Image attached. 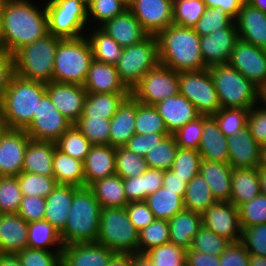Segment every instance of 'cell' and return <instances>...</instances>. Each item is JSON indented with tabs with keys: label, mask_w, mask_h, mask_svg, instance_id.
<instances>
[{
	"label": "cell",
	"mask_w": 266,
	"mask_h": 266,
	"mask_svg": "<svg viewBox=\"0 0 266 266\" xmlns=\"http://www.w3.org/2000/svg\"><path fill=\"white\" fill-rule=\"evenodd\" d=\"M221 108L251 109L260 102V90L229 64L208 68Z\"/></svg>",
	"instance_id": "6"
},
{
	"label": "cell",
	"mask_w": 266,
	"mask_h": 266,
	"mask_svg": "<svg viewBox=\"0 0 266 266\" xmlns=\"http://www.w3.org/2000/svg\"><path fill=\"white\" fill-rule=\"evenodd\" d=\"M229 161L232 168H259L261 146L245 127L237 134L227 137Z\"/></svg>",
	"instance_id": "22"
},
{
	"label": "cell",
	"mask_w": 266,
	"mask_h": 266,
	"mask_svg": "<svg viewBox=\"0 0 266 266\" xmlns=\"http://www.w3.org/2000/svg\"><path fill=\"white\" fill-rule=\"evenodd\" d=\"M92 60L91 46L85 35L61 39L55 54L53 82L83 85Z\"/></svg>",
	"instance_id": "7"
},
{
	"label": "cell",
	"mask_w": 266,
	"mask_h": 266,
	"mask_svg": "<svg viewBox=\"0 0 266 266\" xmlns=\"http://www.w3.org/2000/svg\"><path fill=\"white\" fill-rule=\"evenodd\" d=\"M116 147L111 145H93L87 154L83 166L85 186L89 187L97 180L116 174Z\"/></svg>",
	"instance_id": "25"
},
{
	"label": "cell",
	"mask_w": 266,
	"mask_h": 266,
	"mask_svg": "<svg viewBox=\"0 0 266 266\" xmlns=\"http://www.w3.org/2000/svg\"><path fill=\"white\" fill-rule=\"evenodd\" d=\"M60 40L48 33L17 50L13 54L14 74L44 84L52 82L55 54Z\"/></svg>",
	"instance_id": "5"
},
{
	"label": "cell",
	"mask_w": 266,
	"mask_h": 266,
	"mask_svg": "<svg viewBox=\"0 0 266 266\" xmlns=\"http://www.w3.org/2000/svg\"><path fill=\"white\" fill-rule=\"evenodd\" d=\"M2 34V0H0V38Z\"/></svg>",
	"instance_id": "80"
},
{
	"label": "cell",
	"mask_w": 266,
	"mask_h": 266,
	"mask_svg": "<svg viewBox=\"0 0 266 266\" xmlns=\"http://www.w3.org/2000/svg\"><path fill=\"white\" fill-rule=\"evenodd\" d=\"M232 169L229 163L201 160L199 174L208 183L217 201L230 202Z\"/></svg>",
	"instance_id": "31"
},
{
	"label": "cell",
	"mask_w": 266,
	"mask_h": 266,
	"mask_svg": "<svg viewBox=\"0 0 266 266\" xmlns=\"http://www.w3.org/2000/svg\"><path fill=\"white\" fill-rule=\"evenodd\" d=\"M201 160V155L198 150L179 148L171 170L189 183L199 174Z\"/></svg>",
	"instance_id": "53"
},
{
	"label": "cell",
	"mask_w": 266,
	"mask_h": 266,
	"mask_svg": "<svg viewBox=\"0 0 266 266\" xmlns=\"http://www.w3.org/2000/svg\"><path fill=\"white\" fill-rule=\"evenodd\" d=\"M233 22L234 19L219 8H206L205 13L193 28L200 37H203L227 28Z\"/></svg>",
	"instance_id": "56"
},
{
	"label": "cell",
	"mask_w": 266,
	"mask_h": 266,
	"mask_svg": "<svg viewBox=\"0 0 266 266\" xmlns=\"http://www.w3.org/2000/svg\"><path fill=\"white\" fill-rule=\"evenodd\" d=\"M55 144L58 150L82 162L93 146L74 124L63 133Z\"/></svg>",
	"instance_id": "43"
},
{
	"label": "cell",
	"mask_w": 266,
	"mask_h": 266,
	"mask_svg": "<svg viewBox=\"0 0 266 266\" xmlns=\"http://www.w3.org/2000/svg\"><path fill=\"white\" fill-rule=\"evenodd\" d=\"M252 7L258 8L262 12L266 13V0H245Z\"/></svg>",
	"instance_id": "77"
},
{
	"label": "cell",
	"mask_w": 266,
	"mask_h": 266,
	"mask_svg": "<svg viewBox=\"0 0 266 266\" xmlns=\"http://www.w3.org/2000/svg\"><path fill=\"white\" fill-rule=\"evenodd\" d=\"M116 174L121 178H130L142 175L148 165L145 157L129 151L125 147L116 148Z\"/></svg>",
	"instance_id": "51"
},
{
	"label": "cell",
	"mask_w": 266,
	"mask_h": 266,
	"mask_svg": "<svg viewBox=\"0 0 266 266\" xmlns=\"http://www.w3.org/2000/svg\"><path fill=\"white\" fill-rule=\"evenodd\" d=\"M73 124L52 104L45 93L25 132L31 140L56 142Z\"/></svg>",
	"instance_id": "13"
},
{
	"label": "cell",
	"mask_w": 266,
	"mask_h": 266,
	"mask_svg": "<svg viewBox=\"0 0 266 266\" xmlns=\"http://www.w3.org/2000/svg\"><path fill=\"white\" fill-rule=\"evenodd\" d=\"M217 200L212 195L208 183L201 176L196 175L188 184L183 197L184 208L195 213L203 214Z\"/></svg>",
	"instance_id": "40"
},
{
	"label": "cell",
	"mask_w": 266,
	"mask_h": 266,
	"mask_svg": "<svg viewBox=\"0 0 266 266\" xmlns=\"http://www.w3.org/2000/svg\"><path fill=\"white\" fill-rule=\"evenodd\" d=\"M126 9L128 5L122 0H91L87 7L88 26L90 28L92 25V27H100L106 21L122 14Z\"/></svg>",
	"instance_id": "42"
},
{
	"label": "cell",
	"mask_w": 266,
	"mask_h": 266,
	"mask_svg": "<svg viewBox=\"0 0 266 266\" xmlns=\"http://www.w3.org/2000/svg\"><path fill=\"white\" fill-rule=\"evenodd\" d=\"M240 242L249 254L266 257V224H258L242 229Z\"/></svg>",
	"instance_id": "60"
},
{
	"label": "cell",
	"mask_w": 266,
	"mask_h": 266,
	"mask_svg": "<svg viewBox=\"0 0 266 266\" xmlns=\"http://www.w3.org/2000/svg\"><path fill=\"white\" fill-rule=\"evenodd\" d=\"M187 182L177 176L171 169L164 171L163 187L171 191H179V195L183 198L187 187Z\"/></svg>",
	"instance_id": "71"
},
{
	"label": "cell",
	"mask_w": 266,
	"mask_h": 266,
	"mask_svg": "<svg viewBox=\"0 0 266 266\" xmlns=\"http://www.w3.org/2000/svg\"><path fill=\"white\" fill-rule=\"evenodd\" d=\"M145 202L155 218L161 220L169 221L185 209L183 198L179 195V191H171L163 186L155 193L148 195Z\"/></svg>",
	"instance_id": "38"
},
{
	"label": "cell",
	"mask_w": 266,
	"mask_h": 266,
	"mask_svg": "<svg viewBox=\"0 0 266 266\" xmlns=\"http://www.w3.org/2000/svg\"><path fill=\"white\" fill-rule=\"evenodd\" d=\"M107 266H132V254H115Z\"/></svg>",
	"instance_id": "72"
},
{
	"label": "cell",
	"mask_w": 266,
	"mask_h": 266,
	"mask_svg": "<svg viewBox=\"0 0 266 266\" xmlns=\"http://www.w3.org/2000/svg\"><path fill=\"white\" fill-rule=\"evenodd\" d=\"M54 142L30 140L26 147L22 171L53 176Z\"/></svg>",
	"instance_id": "33"
},
{
	"label": "cell",
	"mask_w": 266,
	"mask_h": 266,
	"mask_svg": "<svg viewBox=\"0 0 266 266\" xmlns=\"http://www.w3.org/2000/svg\"><path fill=\"white\" fill-rule=\"evenodd\" d=\"M231 181L230 202L237 208L261 193L256 168H233Z\"/></svg>",
	"instance_id": "34"
},
{
	"label": "cell",
	"mask_w": 266,
	"mask_h": 266,
	"mask_svg": "<svg viewBox=\"0 0 266 266\" xmlns=\"http://www.w3.org/2000/svg\"><path fill=\"white\" fill-rule=\"evenodd\" d=\"M230 244L231 242L226 238L202 226L199 232L194 236L190 249L205 254L220 256Z\"/></svg>",
	"instance_id": "55"
},
{
	"label": "cell",
	"mask_w": 266,
	"mask_h": 266,
	"mask_svg": "<svg viewBox=\"0 0 266 266\" xmlns=\"http://www.w3.org/2000/svg\"><path fill=\"white\" fill-rule=\"evenodd\" d=\"M23 196H39L46 198L57 186L54 176H44L36 173L21 172L17 175Z\"/></svg>",
	"instance_id": "48"
},
{
	"label": "cell",
	"mask_w": 266,
	"mask_h": 266,
	"mask_svg": "<svg viewBox=\"0 0 266 266\" xmlns=\"http://www.w3.org/2000/svg\"><path fill=\"white\" fill-rule=\"evenodd\" d=\"M156 37L162 65L178 73L207 68L202 58L200 36L194 28L172 24Z\"/></svg>",
	"instance_id": "2"
},
{
	"label": "cell",
	"mask_w": 266,
	"mask_h": 266,
	"mask_svg": "<svg viewBox=\"0 0 266 266\" xmlns=\"http://www.w3.org/2000/svg\"><path fill=\"white\" fill-rule=\"evenodd\" d=\"M239 40L235 21L227 28L200 37V48L206 67L228 64L233 48Z\"/></svg>",
	"instance_id": "18"
},
{
	"label": "cell",
	"mask_w": 266,
	"mask_h": 266,
	"mask_svg": "<svg viewBox=\"0 0 266 266\" xmlns=\"http://www.w3.org/2000/svg\"><path fill=\"white\" fill-rule=\"evenodd\" d=\"M228 64L251 81L260 91L266 87V50L239 40Z\"/></svg>",
	"instance_id": "14"
},
{
	"label": "cell",
	"mask_w": 266,
	"mask_h": 266,
	"mask_svg": "<svg viewBox=\"0 0 266 266\" xmlns=\"http://www.w3.org/2000/svg\"><path fill=\"white\" fill-rule=\"evenodd\" d=\"M259 169L266 171V145L261 146Z\"/></svg>",
	"instance_id": "78"
},
{
	"label": "cell",
	"mask_w": 266,
	"mask_h": 266,
	"mask_svg": "<svg viewBox=\"0 0 266 266\" xmlns=\"http://www.w3.org/2000/svg\"><path fill=\"white\" fill-rule=\"evenodd\" d=\"M35 3L31 0H2L1 50L13 55L48 34L45 4Z\"/></svg>",
	"instance_id": "1"
},
{
	"label": "cell",
	"mask_w": 266,
	"mask_h": 266,
	"mask_svg": "<svg viewBox=\"0 0 266 266\" xmlns=\"http://www.w3.org/2000/svg\"><path fill=\"white\" fill-rule=\"evenodd\" d=\"M53 176L58 184L85 186L83 162L57 148H55L53 155Z\"/></svg>",
	"instance_id": "35"
},
{
	"label": "cell",
	"mask_w": 266,
	"mask_h": 266,
	"mask_svg": "<svg viewBox=\"0 0 266 266\" xmlns=\"http://www.w3.org/2000/svg\"><path fill=\"white\" fill-rule=\"evenodd\" d=\"M171 133H152L147 135L134 134L124 146L131 152L145 157L147 152L157 146L166 136Z\"/></svg>",
	"instance_id": "63"
},
{
	"label": "cell",
	"mask_w": 266,
	"mask_h": 266,
	"mask_svg": "<svg viewBox=\"0 0 266 266\" xmlns=\"http://www.w3.org/2000/svg\"><path fill=\"white\" fill-rule=\"evenodd\" d=\"M154 266H186V250L169 242L144 253Z\"/></svg>",
	"instance_id": "52"
},
{
	"label": "cell",
	"mask_w": 266,
	"mask_h": 266,
	"mask_svg": "<svg viewBox=\"0 0 266 266\" xmlns=\"http://www.w3.org/2000/svg\"><path fill=\"white\" fill-rule=\"evenodd\" d=\"M111 118L80 117L74 125L92 145H108Z\"/></svg>",
	"instance_id": "47"
},
{
	"label": "cell",
	"mask_w": 266,
	"mask_h": 266,
	"mask_svg": "<svg viewBox=\"0 0 266 266\" xmlns=\"http://www.w3.org/2000/svg\"><path fill=\"white\" fill-rule=\"evenodd\" d=\"M88 30H90V33H88ZM88 30L85 36L90 43L93 59L115 65L119 61L124 48L99 27H91Z\"/></svg>",
	"instance_id": "39"
},
{
	"label": "cell",
	"mask_w": 266,
	"mask_h": 266,
	"mask_svg": "<svg viewBox=\"0 0 266 266\" xmlns=\"http://www.w3.org/2000/svg\"><path fill=\"white\" fill-rule=\"evenodd\" d=\"M186 266H220V256L203 252L186 251Z\"/></svg>",
	"instance_id": "69"
},
{
	"label": "cell",
	"mask_w": 266,
	"mask_h": 266,
	"mask_svg": "<svg viewBox=\"0 0 266 266\" xmlns=\"http://www.w3.org/2000/svg\"><path fill=\"white\" fill-rule=\"evenodd\" d=\"M170 242V228L167 220L155 219L138 233V253H145L154 247Z\"/></svg>",
	"instance_id": "45"
},
{
	"label": "cell",
	"mask_w": 266,
	"mask_h": 266,
	"mask_svg": "<svg viewBox=\"0 0 266 266\" xmlns=\"http://www.w3.org/2000/svg\"><path fill=\"white\" fill-rule=\"evenodd\" d=\"M47 13L48 33L60 39H75L88 28L87 7L78 0H42Z\"/></svg>",
	"instance_id": "9"
},
{
	"label": "cell",
	"mask_w": 266,
	"mask_h": 266,
	"mask_svg": "<svg viewBox=\"0 0 266 266\" xmlns=\"http://www.w3.org/2000/svg\"><path fill=\"white\" fill-rule=\"evenodd\" d=\"M164 171L148 168L143 173V201L163 186Z\"/></svg>",
	"instance_id": "66"
},
{
	"label": "cell",
	"mask_w": 266,
	"mask_h": 266,
	"mask_svg": "<svg viewBox=\"0 0 266 266\" xmlns=\"http://www.w3.org/2000/svg\"><path fill=\"white\" fill-rule=\"evenodd\" d=\"M204 0L173 2V24L193 28L205 13Z\"/></svg>",
	"instance_id": "49"
},
{
	"label": "cell",
	"mask_w": 266,
	"mask_h": 266,
	"mask_svg": "<svg viewBox=\"0 0 266 266\" xmlns=\"http://www.w3.org/2000/svg\"><path fill=\"white\" fill-rule=\"evenodd\" d=\"M179 149L172 134L166 136L157 146L149 150L145 156L148 168L166 171L171 169Z\"/></svg>",
	"instance_id": "46"
},
{
	"label": "cell",
	"mask_w": 266,
	"mask_h": 266,
	"mask_svg": "<svg viewBox=\"0 0 266 266\" xmlns=\"http://www.w3.org/2000/svg\"><path fill=\"white\" fill-rule=\"evenodd\" d=\"M179 94L185 96L200 115L213 116L221 108L208 68L179 72Z\"/></svg>",
	"instance_id": "11"
},
{
	"label": "cell",
	"mask_w": 266,
	"mask_h": 266,
	"mask_svg": "<svg viewBox=\"0 0 266 266\" xmlns=\"http://www.w3.org/2000/svg\"><path fill=\"white\" fill-rule=\"evenodd\" d=\"M130 93H87L80 117L112 118Z\"/></svg>",
	"instance_id": "37"
},
{
	"label": "cell",
	"mask_w": 266,
	"mask_h": 266,
	"mask_svg": "<svg viewBox=\"0 0 266 266\" xmlns=\"http://www.w3.org/2000/svg\"><path fill=\"white\" fill-rule=\"evenodd\" d=\"M130 94L140 103L156 105L179 94V73L159 63L144 74Z\"/></svg>",
	"instance_id": "12"
},
{
	"label": "cell",
	"mask_w": 266,
	"mask_h": 266,
	"mask_svg": "<svg viewBox=\"0 0 266 266\" xmlns=\"http://www.w3.org/2000/svg\"><path fill=\"white\" fill-rule=\"evenodd\" d=\"M249 111L246 108H220L213 117L223 134L230 137L247 127Z\"/></svg>",
	"instance_id": "50"
},
{
	"label": "cell",
	"mask_w": 266,
	"mask_h": 266,
	"mask_svg": "<svg viewBox=\"0 0 266 266\" xmlns=\"http://www.w3.org/2000/svg\"><path fill=\"white\" fill-rule=\"evenodd\" d=\"M138 233L125 207L103 208L96 242L115 254L138 253Z\"/></svg>",
	"instance_id": "8"
},
{
	"label": "cell",
	"mask_w": 266,
	"mask_h": 266,
	"mask_svg": "<svg viewBox=\"0 0 266 266\" xmlns=\"http://www.w3.org/2000/svg\"><path fill=\"white\" fill-rule=\"evenodd\" d=\"M28 224L18 214L0 217V253L16 254L28 248Z\"/></svg>",
	"instance_id": "30"
},
{
	"label": "cell",
	"mask_w": 266,
	"mask_h": 266,
	"mask_svg": "<svg viewBox=\"0 0 266 266\" xmlns=\"http://www.w3.org/2000/svg\"><path fill=\"white\" fill-rule=\"evenodd\" d=\"M201 159L228 163L227 137L220 130L213 116L203 115V130L198 149Z\"/></svg>",
	"instance_id": "26"
},
{
	"label": "cell",
	"mask_w": 266,
	"mask_h": 266,
	"mask_svg": "<svg viewBox=\"0 0 266 266\" xmlns=\"http://www.w3.org/2000/svg\"><path fill=\"white\" fill-rule=\"evenodd\" d=\"M132 266H154L151 260L143 253L132 254Z\"/></svg>",
	"instance_id": "74"
},
{
	"label": "cell",
	"mask_w": 266,
	"mask_h": 266,
	"mask_svg": "<svg viewBox=\"0 0 266 266\" xmlns=\"http://www.w3.org/2000/svg\"><path fill=\"white\" fill-rule=\"evenodd\" d=\"M159 63L157 37L148 35L144 40L124 48L115 67L120 80L131 91L144 74Z\"/></svg>",
	"instance_id": "10"
},
{
	"label": "cell",
	"mask_w": 266,
	"mask_h": 266,
	"mask_svg": "<svg viewBox=\"0 0 266 266\" xmlns=\"http://www.w3.org/2000/svg\"><path fill=\"white\" fill-rule=\"evenodd\" d=\"M102 207L89 187H79L68 214L65 230L60 234L63 245L96 242Z\"/></svg>",
	"instance_id": "4"
},
{
	"label": "cell",
	"mask_w": 266,
	"mask_h": 266,
	"mask_svg": "<svg viewBox=\"0 0 266 266\" xmlns=\"http://www.w3.org/2000/svg\"><path fill=\"white\" fill-rule=\"evenodd\" d=\"M99 28L112 37L122 48L132 46L149 35L129 9L106 21Z\"/></svg>",
	"instance_id": "24"
},
{
	"label": "cell",
	"mask_w": 266,
	"mask_h": 266,
	"mask_svg": "<svg viewBox=\"0 0 266 266\" xmlns=\"http://www.w3.org/2000/svg\"><path fill=\"white\" fill-rule=\"evenodd\" d=\"M128 9L149 35H157L173 24L172 0H132Z\"/></svg>",
	"instance_id": "16"
},
{
	"label": "cell",
	"mask_w": 266,
	"mask_h": 266,
	"mask_svg": "<svg viewBox=\"0 0 266 266\" xmlns=\"http://www.w3.org/2000/svg\"><path fill=\"white\" fill-rule=\"evenodd\" d=\"M242 229L258 224H266V195L260 193L238 207Z\"/></svg>",
	"instance_id": "57"
},
{
	"label": "cell",
	"mask_w": 266,
	"mask_h": 266,
	"mask_svg": "<svg viewBox=\"0 0 266 266\" xmlns=\"http://www.w3.org/2000/svg\"><path fill=\"white\" fill-rule=\"evenodd\" d=\"M46 84L13 74L0 103V118L7 128L25 130L31 123Z\"/></svg>",
	"instance_id": "3"
},
{
	"label": "cell",
	"mask_w": 266,
	"mask_h": 266,
	"mask_svg": "<svg viewBox=\"0 0 266 266\" xmlns=\"http://www.w3.org/2000/svg\"><path fill=\"white\" fill-rule=\"evenodd\" d=\"M0 266H22L17 254L0 253Z\"/></svg>",
	"instance_id": "73"
},
{
	"label": "cell",
	"mask_w": 266,
	"mask_h": 266,
	"mask_svg": "<svg viewBox=\"0 0 266 266\" xmlns=\"http://www.w3.org/2000/svg\"><path fill=\"white\" fill-rule=\"evenodd\" d=\"M260 191L266 195V171L258 168Z\"/></svg>",
	"instance_id": "76"
},
{
	"label": "cell",
	"mask_w": 266,
	"mask_h": 266,
	"mask_svg": "<svg viewBox=\"0 0 266 266\" xmlns=\"http://www.w3.org/2000/svg\"><path fill=\"white\" fill-rule=\"evenodd\" d=\"M137 100L130 94L119 105L110 121L109 145L124 147L135 134Z\"/></svg>",
	"instance_id": "27"
},
{
	"label": "cell",
	"mask_w": 266,
	"mask_h": 266,
	"mask_svg": "<svg viewBox=\"0 0 266 266\" xmlns=\"http://www.w3.org/2000/svg\"><path fill=\"white\" fill-rule=\"evenodd\" d=\"M203 130V115L195 120L188 122L176 130L172 135L176 144L182 149L198 150Z\"/></svg>",
	"instance_id": "59"
},
{
	"label": "cell",
	"mask_w": 266,
	"mask_h": 266,
	"mask_svg": "<svg viewBox=\"0 0 266 266\" xmlns=\"http://www.w3.org/2000/svg\"><path fill=\"white\" fill-rule=\"evenodd\" d=\"M13 74V55L0 50V103Z\"/></svg>",
	"instance_id": "67"
},
{
	"label": "cell",
	"mask_w": 266,
	"mask_h": 266,
	"mask_svg": "<svg viewBox=\"0 0 266 266\" xmlns=\"http://www.w3.org/2000/svg\"><path fill=\"white\" fill-rule=\"evenodd\" d=\"M87 93H130L113 64L92 60L83 84Z\"/></svg>",
	"instance_id": "23"
},
{
	"label": "cell",
	"mask_w": 266,
	"mask_h": 266,
	"mask_svg": "<svg viewBox=\"0 0 266 266\" xmlns=\"http://www.w3.org/2000/svg\"><path fill=\"white\" fill-rule=\"evenodd\" d=\"M135 134L147 135L152 133H170L163 118L154 105H147L137 101V115L135 118Z\"/></svg>",
	"instance_id": "44"
},
{
	"label": "cell",
	"mask_w": 266,
	"mask_h": 266,
	"mask_svg": "<svg viewBox=\"0 0 266 266\" xmlns=\"http://www.w3.org/2000/svg\"><path fill=\"white\" fill-rule=\"evenodd\" d=\"M234 21L240 40L266 50V13L245 1Z\"/></svg>",
	"instance_id": "21"
},
{
	"label": "cell",
	"mask_w": 266,
	"mask_h": 266,
	"mask_svg": "<svg viewBox=\"0 0 266 266\" xmlns=\"http://www.w3.org/2000/svg\"><path fill=\"white\" fill-rule=\"evenodd\" d=\"M250 254L241 242L231 243L220 255V266H249Z\"/></svg>",
	"instance_id": "65"
},
{
	"label": "cell",
	"mask_w": 266,
	"mask_h": 266,
	"mask_svg": "<svg viewBox=\"0 0 266 266\" xmlns=\"http://www.w3.org/2000/svg\"><path fill=\"white\" fill-rule=\"evenodd\" d=\"M170 242L189 250L194 236L199 232L202 224V215L184 209L176 214L169 221Z\"/></svg>",
	"instance_id": "32"
},
{
	"label": "cell",
	"mask_w": 266,
	"mask_h": 266,
	"mask_svg": "<svg viewBox=\"0 0 266 266\" xmlns=\"http://www.w3.org/2000/svg\"><path fill=\"white\" fill-rule=\"evenodd\" d=\"M249 266H266V257L250 254Z\"/></svg>",
	"instance_id": "75"
},
{
	"label": "cell",
	"mask_w": 266,
	"mask_h": 266,
	"mask_svg": "<svg viewBox=\"0 0 266 266\" xmlns=\"http://www.w3.org/2000/svg\"><path fill=\"white\" fill-rule=\"evenodd\" d=\"M202 224L231 243L241 241L242 227L238 208L231 202L217 201L202 214Z\"/></svg>",
	"instance_id": "15"
},
{
	"label": "cell",
	"mask_w": 266,
	"mask_h": 266,
	"mask_svg": "<svg viewBox=\"0 0 266 266\" xmlns=\"http://www.w3.org/2000/svg\"><path fill=\"white\" fill-rule=\"evenodd\" d=\"M258 104V107L255 105L249 111L247 127L255 141L260 146H264L266 145V106L261 102Z\"/></svg>",
	"instance_id": "61"
},
{
	"label": "cell",
	"mask_w": 266,
	"mask_h": 266,
	"mask_svg": "<svg viewBox=\"0 0 266 266\" xmlns=\"http://www.w3.org/2000/svg\"><path fill=\"white\" fill-rule=\"evenodd\" d=\"M28 248L62 250L60 233L47 221H34L28 224ZM53 249H52V247Z\"/></svg>",
	"instance_id": "41"
},
{
	"label": "cell",
	"mask_w": 266,
	"mask_h": 266,
	"mask_svg": "<svg viewBox=\"0 0 266 266\" xmlns=\"http://www.w3.org/2000/svg\"><path fill=\"white\" fill-rule=\"evenodd\" d=\"M154 106L171 134L200 116L196 107L181 94L168 97Z\"/></svg>",
	"instance_id": "28"
},
{
	"label": "cell",
	"mask_w": 266,
	"mask_h": 266,
	"mask_svg": "<svg viewBox=\"0 0 266 266\" xmlns=\"http://www.w3.org/2000/svg\"><path fill=\"white\" fill-rule=\"evenodd\" d=\"M30 137L25 130L6 128L0 136V177L17 176L22 172L23 159Z\"/></svg>",
	"instance_id": "17"
},
{
	"label": "cell",
	"mask_w": 266,
	"mask_h": 266,
	"mask_svg": "<svg viewBox=\"0 0 266 266\" xmlns=\"http://www.w3.org/2000/svg\"><path fill=\"white\" fill-rule=\"evenodd\" d=\"M46 209L45 198L39 196H23L17 214L26 222L42 221Z\"/></svg>",
	"instance_id": "62"
},
{
	"label": "cell",
	"mask_w": 266,
	"mask_h": 266,
	"mask_svg": "<svg viewBox=\"0 0 266 266\" xmlns=\"http://www.w3.org/2000/svg\"><path fill=\"white\" fill-rule=\"evenodd\" d=\"M260 102L266 106V87L260 91Z\"/></svg>",
	"instance_id": "79"
},
{
	"label": "cell",
	"mask_w": 266,
	"mask_h": 266,
	"mask_svg": "<svg viewBox=\"0 0 266 266\" xmlns=\"http://www.w3.org/2000/svg\"><path fill=\"white\" fill-rule=\"evenodd\" d=\"M46 94L52 104L74 124L82 115L87 91L83 85L50 82L46 84Z\"/></svg>",
	"instance_id": "19"
},
{
	"label": "cell",
	"mask_w": 266,
	"mask_h": 266,
	"mask_svg": "<svg viewBox=\"0 0 266 266\" xmlns=\"http://www.w3.org/2000/svg\"><path fill=\"white\" fill-rule=\"evenodd\" d=\"M125 209L129 220L138 231L147 227L156 219L145 201L129 202Z\"/></svg>",
	"instance_id": "64"
},
{
	"label": "cell",
	"mask_w": 266,
	"mask_h": 266,
	"mask_svg": "<svg viewBox=\"0 0 266 266\" xmlns=\"http://www.w3.org/2000/svg\"><path fill=\"white\" fill-rule=\"evenodd\" d=\"M89 188L92 190L102 209L125 207L128 204L123 178L117 174L97 180Z\"/></svg>",
	"instance_id": "36"
},
{
	"label": "cell",
	"mask_w": 266,
	"mask_h": 266,
	"mask_svg": "<svg viewBox=\"0 0 266 266\" xmlns=\"http://www.w3.org/2000/svg\"><path fill=\"white\" fill-rule=\"evenodd\" d=\"M22 197L17 176L0 177V210L3 214H17Z\"/></svg>",
	"instance_id": "54"
},
{
	"label": "cell",
	"mask_w": 266,
	"mask_h": 266,
	"mask_svg": "<svg viewBox=\"0 0 266 266\" xmlns=\"http://www.w3.org/2000/svg\"><path fill=\"white\" fill-rule=\"evenodd\" d=\"M79 187L57 184L45 198L44 221L50 223L60 234L65 230L75 191Z\"/></svg>",
	"instance_id": "29"
},
{
	"label": "cell",
	"mask_w": 266,
	"mask_h": 266,
	"mask_svg": "<svg viewBox=\"0 0 266 266\" xmlns=\"http://www.w3.org/2000/svg\"><path fill=\"white\" fill-rule=\"evenodd\" d=\"M61 252L27 248L16 254L22 266H61Z\"/></svg>",
	"instance_id": "58"
},
{
	"label": "cell",
	"mask_w": 266,
	"mask_h": 266,
	"mask_svg": "<svg viewBox=\"0 0 266 266\" xmlns=\"http://www.w3.org/2000/svg\"><path fill=\"white\" fill-rule=\"evenodd\" d=\"M206 8H219L234 20L245 0H204Z\"/></svg>",
	"instance_id": "70"
},
{
	"label": "cell",
	"mask_w": 266,
	"mask_h": 266,
	"mask_svg": "<svg viewBox=\"0 0 266 266\" xmlns=\"http://www.w3.org/2000/svg\"><path fill=\"white\" fill-rule=\"evenodd\" d=\"M114 255L97 242L63 245L61 266H107Z\"/></svg>",
	"instance_id": "20"
},
{
	"label": "cell",
	"mask_w": 266,
	"mask_h": 266,
	"mask_svg": "<svg viewBox=\"0 0 266 266\" xmlns=\"http://www.w3.org/2000/svg\"><path fill=\"white\" fill-rule=\"evenodd\" d=\"M127 202L143 201V174L123 179Z\"/></svg>",
	"instance_id": "68"
}]
</instances>
